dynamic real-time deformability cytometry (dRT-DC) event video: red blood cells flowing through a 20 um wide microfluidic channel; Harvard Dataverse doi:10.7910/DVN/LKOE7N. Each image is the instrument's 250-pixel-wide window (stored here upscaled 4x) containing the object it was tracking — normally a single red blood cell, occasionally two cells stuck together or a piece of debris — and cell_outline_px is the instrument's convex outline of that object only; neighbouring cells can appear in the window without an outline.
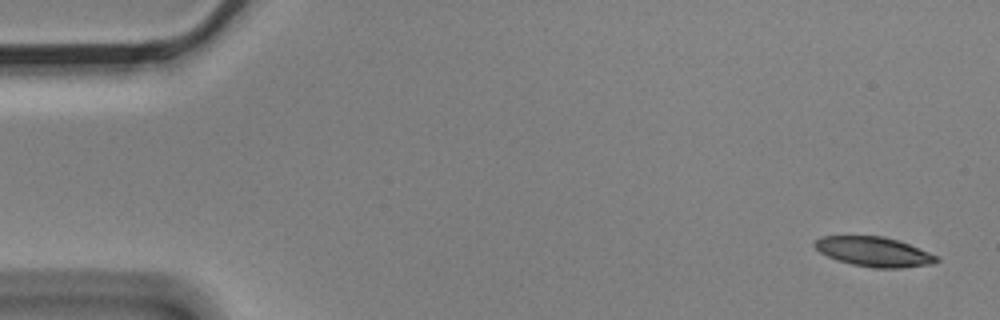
{"species": "Egyptian fruit bat (a non-hibernating species)", "species_latin": "Rousettus aegyptiacus", "temperature_condition": "cold", "stored_images_in_passage": 5, "camera_frame_rate_fps": 3000, "um_per_image_px": 0.085, "animal": {"sex": "male"}, "frame": {"image": 1, "passage_image": 1, "time_ms": 0.0, "image_size_px": [1000, 320], "cell_outline_px": [[940, 260], [932, 264], [900, 268], [872, 268], [852, 264], [836, 260], [820, 252], [812, 244], [820, 236], [884, 236], [920, 248], [940, 256]], "centroid_in_image_um": [74.3, 21.4], "position_along_channel_um": 10.7, "area_um2": 21.15}}
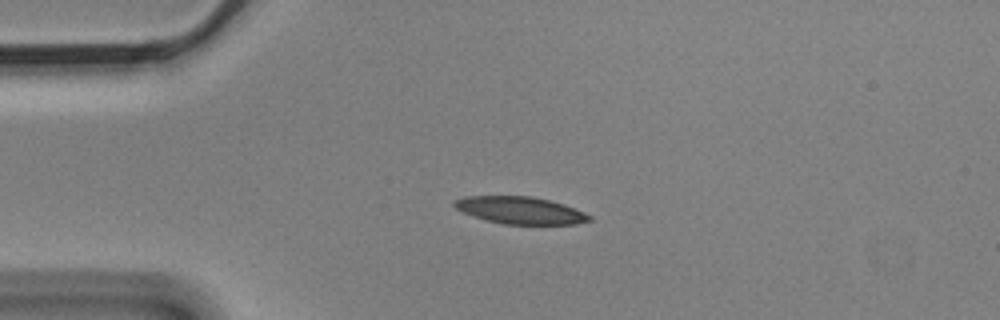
{"frame": {"image": 2, "passage_image": 4, "time_ms": 1.0, "image_size_px": [1000, 320], "cell_outline_px": [[592, 220], [576, 224], [504, 224], [472, 216], [456, 208], [452, 204], [456, 200], [464, 196], [532, 196], [564, 204], [584, 212], [592, 216]], "centroid_in_image_um": [44.24, 17.87], "position_along_channel_um": 40.8, "area_um2": 21.27}}